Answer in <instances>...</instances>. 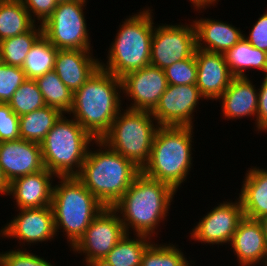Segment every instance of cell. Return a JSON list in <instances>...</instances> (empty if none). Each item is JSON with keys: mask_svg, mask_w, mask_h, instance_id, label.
<instances>
[{"mask_svg": "<svg viewBox=\"0 0 267 266\" xmlns=\"http://www.w3.org/2000/svg\"><path fill=\"white\" fill-rule=\"evenodd\" d=\"M0 167L8 183L43 170L41 145L24 139L0 142Z\"/></svg>", "mask_w": 267, "mask_h": 266, "instance_id": "2e32d148", "label": "cell"}, {"mask_svg": "<svg viewBox=\"0 0 267 266\" xmlns=\"http://www.w3.org/2000/svg\"><path fill=\"white\" fill-rule=\"evenodd\" d=\"M58 49L42 35L31 47L27 54L22 70L27 79L43 76L54 69Z\"/></svg>", "mask_w": 267, "mask_h": 266, "instance_id": "f1b7e54d", "label": "cell"}, {"mask_svg": "<svg viewBox=\"0 0 267 266\" xmlns=\"http://www.w3.org/2000/svg\"><path fill=\"white\" fill-rule=\"evenodd\" d=\"M196 50V32L191 24L154 26L150 65L162 70L180 60L190 58Z\"/></svg>", "mask_w": 267, "mask_h": 266, "instance_id": "8fae6325", "label": "cell"}, {"mask_svg": "<svg viewBox=\"0 0 267 266\" xmlns=\"http://www.w3.org/2000/svg\"><path fill=\"white\" fill-rule=\"evenodd\" d=\"M239 199L243 214L250 219H260L267 215V170L266 168H248L242 182Z\"/></svg>", "mask_w": 267, "mask_h": 266, "instance_id": "603a6c76", "label": "cell"}, {"mask_svg": "<svg viewBox=\"0 0 267 266\" xmlns=\"http://www.w3.org/2000/svg\"><path fill=\"white\" fill-rule=\"evenodd\" d=\"M62 114L56 108L45 106L19 116L20 139L40 144Z\"/></svg>", "mask_w": 267, "mask_h": 266, "instance_id": "4316f807", "label": "cell"}, {"mask_svg": "<svg viewBox=\"0 0 267 266\" xmlns=\"http://www.w3.org/2000/svg\"><path fill=\"white\" fill-rule=\"evenodd\" d=\"M122 81L99 67L97 71L73 93V105L68 114L95 139L100 140L112 122L123 110Z\"/></svg>", "mask_w": 267, "mask_h": 266, "instance_id": "7a4b0ae2", "label": "cell"}, {"mask_svg": "<svg viewBox=\"0 0 267 266\" xmlns=\"http://www.w3.org/2000/svg\"><path fill=\"white\" fill-rule=\"evenodd\" d=\"M122 92L132 110L152 112L168 86L164 70L148 65L121 77Z\"/></svg>", "mask_w": 267, "mask_h": 266, "instance_id": "5bb4252c", "label": "cell"}, {"mask_svg": "<svg viewBox=\"0 0 267 266\" xmlns=\"http://www.w3.org/2000/svg\"><path fill=\"white\" fill-rule=\"evenodd\" d=\"M217 205L200 218L190 233L191 239L218 246L230 243L238 223L244 217L242 203L237 198V201H223Z\"/></svg>", "mask_w": 267, "mask_h": 266, "instance_id": "4fadbf2b", "label": "cell"}, {"mask_svg": "<svg viewBox=\"0 0 267 266\" xmlns=\"http://www.w3.org/2000/svg\"><path fill=\"white\" fill-rule=\"evenodd\" d=\"M203 98L196 85L168 84L151 114L159 126L193 127L195 108Z\"/></svg>", "mask_w": 267, "mask_h": 266, "instance_id": "7c38bea8", "label": "cell"}, {"mask_svg": "<svg viewBox=\"0 0 267 266\" xmlns=\"http://www.w3.org/2000/svg\"><path fill=\"white\" fill-rule=\"evenodd\" d=\"M193 129L190 126H159L149 161L141 171L178 191L192 167Z\"/></svg>", "mask_w": 267, "mask_h": 266, "instance_id": "277c9868", "label": "cell"}, {"mask_svg": "<svg viewBox=\"0 0 267 266\" xmlns=\"http://www.w3.org/2000/svg\"><path fill=\"white\" fill-rule=\"evenodd\" d=\"M42 35V25L35 24L25 33L2 40L0 42V52L3 63L22 67L31 47Z\"/></svg>", "mask_w": 267, "mask_h": 266, "instance_id": "f546056e", "label": "cell"}, {"mask_svg": "<svg viewBox=\"0 0 267 266\" xmlns=\"http://www.w3.org/2000/svg\"><path fill=\"white\" fill-rule=\"evenodd\" d=\"M263 263H264L263 266H264V265L267 266V256L265 257V260H264Z\"/></svg>", "mask_w": 267, "mask_h": 266, "instance_id": "ee69618b", "label": "cell"}, {"mask_svg": "<svg viewBox=\"0 0 267 266\" xmlns=\"http://www.w3.org/2000/svg\"><path fill=\"white\" fill-rule=\"evenodd\" d=\"M21 248L0 253V266H54L50 262Z\"/></svg>", "mask_w": 267, "mask_h": 266, "instance_id": "e575fe53", "label": "cell"}, {"mask_svg": "<svg viewBox=\"0 0 267 266\" xmlns=\"http://www.w3.org/2000/svg\"><path fill=\"white\" fill-rule=\"evenodd\" d=\"M189 262L176 245L152 242L143 253L141 266H192Z\"/></svg>", "mask_w": 267, "mask_h": 266, "instance_id": "4dcf8cb0", "label": "cell"}, {"mask_svg": "<svg viewBox=\"0 0 267 266\" xmlns=\"http://www.w3.org/2000/svg\"><path fill=\"white\" fill-rule=\"evenodd\" d=\"M25 80L27 78L22 67L3 63L0 66V103H8Z\"/></svg>", "mask_w": 267, "mask_h": 266, "instance_id": "836d02e7", "label": "cell"}, {"mask_svg": "<svg viewBox=\"0 0 267 266\" xmlns=\"http://www.w3.org/2000/svg\"><path fill=\"white\" fill-rule=\"evenodd\" d=\"M94 144L99 149H88L86 159L76 177L104 207H113L141 169L110 149L103 141L95 140Z\"/></svg>", "mask_w": 267, "mask_h": 266, "instance_id": "3957f363", "label": "cell"}, {"mask_svg": "<svg viewBox=\"0 0 267 266\" xmlns=\"http://www.w3.org/2000/svg\"><path fill=\"white\" fill-rule=\"evenodd\" d=\"M20 210V211H19ZM10 222L0 230V237L16 238L27 245L54 240L56 236L52 206L18 209Z\"/></svg>", "mask_w": 267, "mask_h": 266, "instance_id": "9a60e30c", "label": "cell"}, {"mask_svg": "<svg viewBox=\"0 0 267 266\" xmlns=\"http://www.w3.org/2000/svg\"><path fill=\"white\" fill-rule=\"evenodd\" d=\"M243 37L255 48L267 53V11L261 15L249 32Z\"/></svg>", "mask_w": 267, "mask_h": 266, "instance_id": "74e56055", "label": "cell"}, {"mask_svg": "<svg viewBox=\"0 0 267 266\" xmlns=\"http://www.w3.org/2000/svg\"><path fill=\"white\" fill-rule=\"evenodd\" d=\"M239 266L263 264L267 256V242L260 222L243 217L229 243ZM261 262V263H260Z\"/></svg>", "mask_w": 267, "mask_h": 266, "instance_id": "ffe728a7", "label": "cell"}, {"mask_svg": "<svg viewBox=\"0 0 267 266\" xmlns=\"http://www.w3.org/2000/svg\"><path fill=\"white\" fill-rule=\"evenodd\" d=\"M128 233L115 245L100 263L102 266H141L146 248L153 242L151 237L136 234L132 238Z\"/></svg>", "mask_w": 267, "mask_h": 266, "instance_id": "d4e9b609", "label": "cell"}, {"mask_svg": "<svg viewBox=\"0 0 267 266\" xmlns=\"http://www.w3.org/2000/svg\"><path fill=\"white\" fill-rule=\"evenodd\" d=\"M36 23L22 0H0V42L29 31Z\"/></svg>", "mask_w": 267, "mask_h": 266, "instance_id": "484cf974", "label": "cell"}, {"mask_svg": "<svg viewBox=\"0 0 267 266\" xmlns=\"http://www.w3.org/2000/svg\"><path fill=\"white\" fill-rule=\"evenodd\" d=\"M158 127L151 112L126 108L118 113L100 140L142 170L149 161Z\"/></svg>", "mask_w": 267, "mask_h": 266, "instance_id": "ba28073f", "label": "cell"}, {"mask_svg": "<svg viewBox=\"0 0 267 266\" xmlns=\"http://www.w3.org/2000/svg\"><path fill=\"white\" fill-rule=\"evenodd\" d=\"M223 55L234 77H248L245 71L250 68H257L267 76V53L252 46L244 37Z\"/></svg>", "mask_w": 267, "mask_h": 266, "instance_id": "cb8c5ba5", "label": "cell"}, {"mask_svg": "<svg viewBox=\"0 0 267 266\" xmlns=\"http://www.w3.org/2000/svg\"><path fill=\"white\" fill-rule=\"evenodd\" d=\"M43 95L46 106L58 109L61 113H69L73 105V93L52 70L35 79Z\"/></svg>", "mask_w": 267, "mask_h": 266, "instance_id": "83f0119b", "label": "cell"}, {"mask_svg": "<svg viewBox=\"0 0 267 266\" xmlns=\"http://www.w3.org/2000/svg\"><path fill=\"white\" fill-rule=\"evenodd\" d=\"M44 168L38 172L14 179L9 183L7 196H13L19 209L51 206L53 179L56 176Z\"/></svg>", "mask_w": 267, "mask_h": 266, "instance_id": "ac0fdd59", "label": "cell"}, {"mask_svg": "<svg viewBox=\"0 0 267 266\" xmlns=\"http://www.w3.org/2000/svg\"><path fill=\"white\" fill-rule=\"evenodd\" d=\"M197 82L203 100H218L229 87L234 76L228 69L222 53H212L198 48L195 50Z\"/></svg>", "mask_w": 267, "mask_h": 266, "instance_id": "e0dca14e", "label": "cell"}, {"mask_svg": "<svg viewBox=\"0 0 267 266\" xmlns=\"http://www.w3.org/2000/svg\"><path fill=\"white\" fill-rule=\"evenodd\" d=\"M125 235L118 213L112 207H105L71 248L74 253L85 255L86 266H93L101 263Z\"/></svg>", "mask_w": 267, "mask_h": 266, "instance_id": "30bf717a", "label": "cell"}, {"mask_svg": "<svg viewBox=\"0 0 267 266\" xmlns=\"http://www.w3.org/2000/svg\"><path fill=\"white\" fill-rule=\"evenodd\" d=\"M8 191H9V183L6 180V178L2 172V169L0 167V194H2V195L5 194L7 196Z\"/></svg>", "mask_w": 267, "mask_h": 266, "instance_id": "60d3db41", "label": "cell"}, {"mask_svg": "<svg viewBox=\"0 0 267 266\" xmlns=\"http://www.w3.org/2000/svg\"><path fill=\"white\" fill-rule=\"evenodd\" d=\"M219 99L225 119L253 116L257 128L258 90L249 77H234Z\"/></svg>", "mask_w": 267, "mask_h": 266, "instance_id": "44dd1931", "label": "cell"}, {"mask_svg": "<svg viewBox=\"0 0 267 266\" xmlns=\"http://www.w3.org/2000/svg\"><path fill=\"white\" fill-rule=\"evenodd\" d=\"M57 178L51 203L55 232H65L72 247L105 207L76 176Z\"/></svg>", "mask_w": 267, "mask_h": 266, "instance_id": "8992f818", "label": "cell"}, {"mask_svg": "<svg viewBox=\"0 0 267 266\" xmlns=\"http://www.w3.org/2000/svg\"><path fill=\"white\" fill-rule=\"evenodd\" d=\"M258 88L257 131H267V76Z\"/></svg>", "mask_w": 267, "mask_h": 266, "instance_id": "f35d334b", "label": "cell"}, {"mask_svg": "<svg viewBox=\"0 0 267 266\" xmlns=\"http://www.w3.org/2000/svg\"><path fill=\"white\" fill-rule=\"evenodd\" d=\"M87 0L57 3L52 14L42 24L44 37L57 49L92 50L84 15Z\"/></svg>", "mask_w": 267, "mask_h": 266, "instance_id": "9c48e42d", "label": "cell"}, {"mask_svg": "<svg viewBox=\"0 0 267 266\" xmlns=\"http://www.w3.org/2000/svg\"><path fill=\"white\" fill-rule=\"evenodd\" d=\"M3 64V61H2V56H1V52H0V66Z\"/></svg>", "mask_w": 267, "mask_h": 266, "instance_id": "f6af8a7d", "label": "cell"}, {"mask_svg": "<svg viewBox=\"0 0 267 266\" xmlns=\"http://www.w3.org/2000/svg\"><path fill=\"white\" fill-rule=\"evenodd\" d=\"M31 18L43 24L57 7L55 0H22ZM33 13V14H32ZM33 16V17H32Z\"/></svg>", "mask_w": 267, "mask_h": 266, "instance_id": "8d00e7d4", "label": "cell"}, {"mask_svg": "<svg viewBox=\"0 0 267 266\" xmlns=\"http://www.w3.org/2000/svg\"><path fill=\"white\" fill-rule=\"evenodd\" d=\"M94 141L73 117L62 114L40 143L44 167L56 177L77 176Z\"/></svg>", "mask_w": 267, "mask_h": 266, "instance_id": "52a82bcc", "label": "cell"}, {"mask_svg": "<svg viewBox=\"0 0 267 266\" xmlns=\"http://www.w3.org/2000/svg\"><path fill=\"white\" fill-rule=\"evenodd\" d=\"M91 52V50L58 49L53 70L72 93L100 67L99 59H95Z\"/></svg>", "mask_w": 267, "mask_h": 266, "instance_id": "d6986e66", "label": "cell"}, {"mask_svg": "<svg viewBox=\"0 0 267 266\" xmlns=\"http://www.w3.org/2000/svg\"><path fill=\"white\" fill-rule=\"evenodd\" d=\"M176 190L165 182L146 176L142 171L122 197L113 205L125 231L134 236L146 235L151 238L158 235L157 227L166 220ZM156 229V231H155Z\"/></svg>", "mask_w": 267, "mask_h": 266, "instance_id": "6da1fadb", "label": "cell"}, {"mask_svg": "<svg viewBox=\"0 0 267 266\" xmlns=\"http://www.w3.org/2000/svg\"><path fill=\"white\" fill-rule=\"evenodd\" d=\"M142 10L129 15L119 25L116 38L109 47L106 64L100 60V67L116 77L121 78L131 71L150 65L155 24L153 9L148 7Z\"/></svg>", "mask_w": 267, "mask_h": 266, "instance_id": "5b68a950", "label": "cell"}, {"mask_svg": "<svg viewBox=\"0 0 267 266\" xmlns=\"http://www.w3.org/2000/svg\"><path fill=\"white\" fill-rule=\"evenodd\" d=\"M167 83L171 85H196L197 64L195 53L185 60L173 63L164 69Z\"/></svg>", "mask_w": 267, "mask_h": 266, "instance_id": "d6a6232c", "label": "cell"}, {"mask_svg": "<svg viewBox=\"0 0 267 266\" xmlns=\"http://www.w3.org/2000/svg\"><path fill=\"white\" fill-rule=\"evenodd\" d=\"M258 221L260 222L262 229H263V233L265 235V239L267 242V215L263 216L262 218L258 219Z\"/></svg>", "mask_w": 267, "mask_h": 266, "instance_id": "b9f144b4", "label": "cell"}, {"mask_svg": "<svg viewBox=\"0 0 267 266\" xmlns=\"http://www.w3.org/2000/svg\"><path fill=\"white\" fill-rule=\"evenodd\" d=\"M64 1H69V0H55L56 3H62Z\"/></svg>", "mask_w": 267, "mask_h": 266, "instance_id": "7bdbcfd3", "label": "cell"}, {"mask_svg": "<svg viewBox=\"0 0 267 266\" xmlns=\"http://www.w3.org/2000/svg\"><path fill=\"white\" fill-rule=\"evenodd\" d=\"M13 112L24 115L46 106L43 95L35 80L27 79L14 92L12 98L7 103Z\"/></svg>", "mask_w": 267, "mask_h": 266, "instance_id": "1f68e13d", "label": "cell"}, {"mask_svg": "<svg viewBox=\"0 0 267 266\" xmlns=\"http://www.w3.org/2000/svg\"><path fill=\"white\" fill-rule=\"evenodd\" d=\"M193 7H195L196 11H200L201 9L203 10L205 8L206 10V7L209 8L210 6H213L217 3L218 0H189Z\"/></svg>", "mask_w": 267, "mask_h": 266, "instance_id": "ab89813d", "label": "cell"}, {"mask_svg": "<svg viewBox=\"0 0 267 266\" xmlns=\"http://www.w3.org/2000/svg\"><path fill=\"white\" fill-rule=\"evenodd\" d=\"M20 139L19 116L7 103H0V142Z\"/></svg>", "mask_w": 267, "mask_h": 266, "instance_id": "d590c367", "label": "cell"}, {"mask_svg": "<svg viewBox=\"0 0 267 266\" xmlns=\"http://www.w3.org/2000/svg\"><path fill=\"white\" fill-rule=\"evenodd\" d=\"M193 24L196 48L203 51L224 54L243 37L240 28L213 18L201 17L193 20Z\"/></svg>", "mask_w": 267, "mask_h": 266, "instance_id": "7402d4cb", "label": "cell"}]
</instances>
